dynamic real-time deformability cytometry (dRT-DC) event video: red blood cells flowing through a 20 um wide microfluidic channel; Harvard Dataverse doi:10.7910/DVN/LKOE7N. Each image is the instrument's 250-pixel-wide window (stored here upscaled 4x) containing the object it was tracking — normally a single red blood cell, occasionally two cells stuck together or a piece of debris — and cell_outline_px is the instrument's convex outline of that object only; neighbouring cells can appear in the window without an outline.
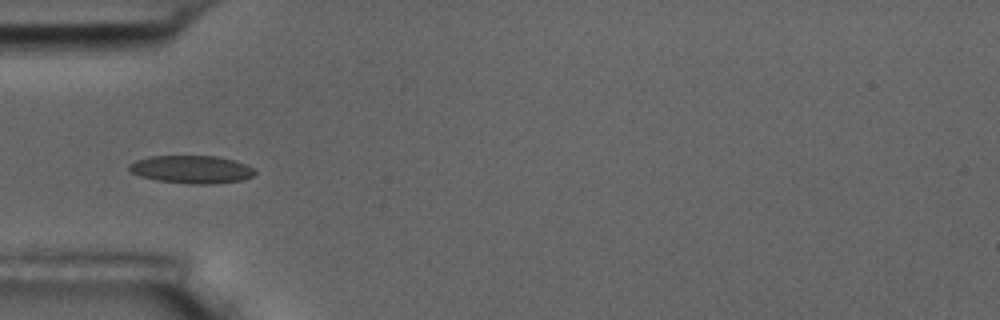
{"species": "common noctule bat (a hibernating species)", "species_latin": "Nyctalus noctula", "temperature_condition": "room temperature", "stored_images_in_passage": 7, "camera_frame_rate_fps": 3000, "um_per_image_px": 0.085, "animal": {"sex": "male", "body_mass_g": 17.5, "forearm_length_mm": 52.3}, "frame": {"image": 1, "passage_image": 5, "time_ms": 4.667, "image_size_px": [1000, 320], "cell_outline_px": [[256, 172], [252, 176], [244, 180], [216, 184], [188, 184], [156, 180], [140, 176], [132, 172], [128, 168], [128, 164], [136, 160], [148, 156], [220, 156], [236, 160], [256, 168]], "centroid_in_image_um": [16.33, 14.4], "position_along_channel_um": 68.7, "area_um2": 20.81}}